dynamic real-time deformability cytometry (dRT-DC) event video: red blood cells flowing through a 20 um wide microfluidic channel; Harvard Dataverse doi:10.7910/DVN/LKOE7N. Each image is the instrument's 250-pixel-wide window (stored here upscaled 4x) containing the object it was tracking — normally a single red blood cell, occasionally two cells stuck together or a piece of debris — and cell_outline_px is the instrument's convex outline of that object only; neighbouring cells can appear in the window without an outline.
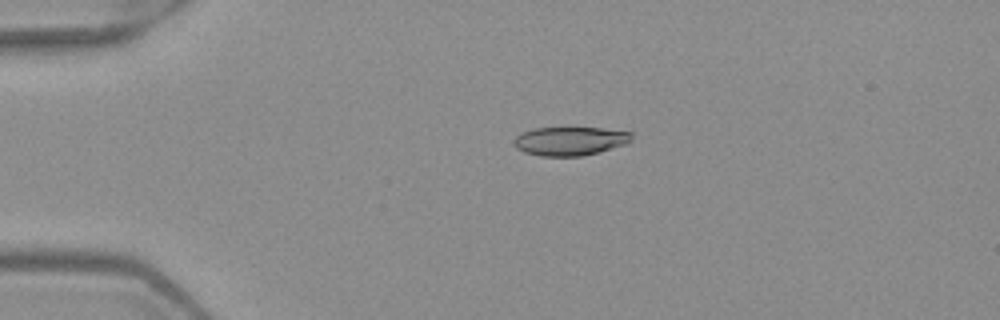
{"species": "Egyptian fruit bat (a non-hibernating species)", "species_latin": "Rousettus aegyptiacus", "temperature_condition": "warm", "stored_images_in_passage": 5, "camera_frame_rate_fps": 3000, "um_per_image_px": 0.085, "frame": {"image": 1, "passage_image": 4, "time_ms": 1.0, "image_size_px": [1000, 320], "cell_outline_px": [[636, 132], [632, 140], [628, 144], [600, 152], [580, 156], [540, 156], [524, 152], [516, 148], [512, 144], [512, 140], [520, 132], [532, 128], [604, 128]], "centroid_in_image_um": [48.48, 11.98], "position_along_channel_um": 36.5, "area_um2": 20.23}}